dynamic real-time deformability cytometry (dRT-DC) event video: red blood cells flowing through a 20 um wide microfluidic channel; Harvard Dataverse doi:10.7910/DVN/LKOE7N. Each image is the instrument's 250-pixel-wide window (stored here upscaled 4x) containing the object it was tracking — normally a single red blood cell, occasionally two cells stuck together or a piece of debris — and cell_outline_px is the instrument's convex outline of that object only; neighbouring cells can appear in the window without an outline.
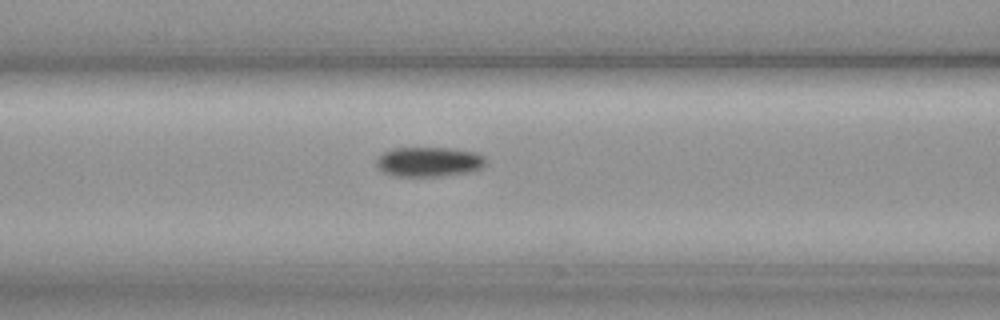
{"species": "common noctule bat (a hibernating species)", "species_latin": "Nyctalus noctula", "temperature_condition": "cold", "stored_images_in_passage": 20, "camera_frame_rate_fps": 3000, "um_per_image_px": 0.085, "animal": {"sex": "female", "body_mass_g": 19.3, "forearm_length_mm": 54.1}, "frame": {"image": 1, "passage_image": 15, "time_ms": 4.667, "image_size_px": [1000, 320], "cell_outline_px": [[484, 164], [480, 168], [468, 172], [440, 176], [396, 176], [384, 172], [376, 164], [376, 160], [384, 152], [392, 148], [452, 148], [476, 152], [484, 156]], "centroid_in_image_um": [36.45, 13.74], "position_along_channel_um": 130.1, "area_um2": 18.73}}